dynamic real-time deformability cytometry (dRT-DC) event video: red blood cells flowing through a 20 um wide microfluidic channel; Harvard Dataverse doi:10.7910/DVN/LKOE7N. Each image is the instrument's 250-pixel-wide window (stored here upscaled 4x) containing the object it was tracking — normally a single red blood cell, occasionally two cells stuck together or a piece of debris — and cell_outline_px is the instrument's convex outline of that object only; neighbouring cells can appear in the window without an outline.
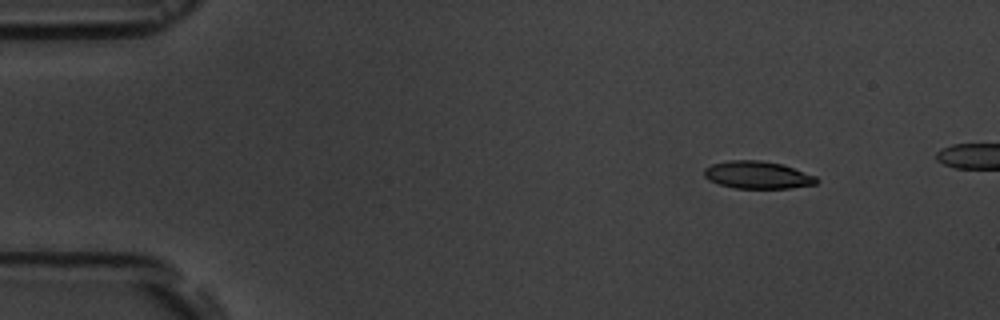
{"species": "common noctule bat (a hibernating species)", "species_latin": "Nyctalus noctula", "temperature_condition": "room temperature", "stored_images_in_passage": 5, "camera_frame_rate_fps": 3000, "um_per_image_px": 0.085, "animal": {"sex": "male", "body_mass_g": 19.5, "forearm_length_mm": 54.6}, "frame": {"image": 1, "passage_image": 2, "time_ms": 1.333, "image_size_px": [1000, 320], "cell_outline_px": [[820, 180], [816, 184], [792, 188], [736, 188], [720, 184], [708, 180], [704, 176], [704, 168], [712, 164], [728, 160], [760, 160], [784, 164], [816, 176]], "centroid_in_image_um": [64.42, 14.86], "position_along_channel_um": 20.6, "area_um2": 18.15}}